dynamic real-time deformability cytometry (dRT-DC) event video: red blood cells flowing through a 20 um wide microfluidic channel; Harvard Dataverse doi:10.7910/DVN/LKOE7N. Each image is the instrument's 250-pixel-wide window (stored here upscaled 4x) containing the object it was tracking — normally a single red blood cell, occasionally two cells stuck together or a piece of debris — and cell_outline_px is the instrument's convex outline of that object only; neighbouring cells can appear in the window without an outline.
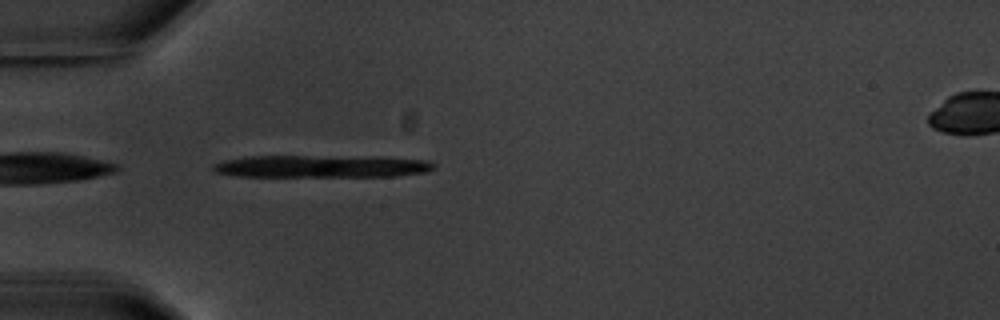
{"species": "common noctule bat (a hibernating species)", "species_latin": "Nyctalus noctula", "temperature_condition": "warm", "stored_images_in_passage": 5, "segment_of_instrument_passage": [1, 2], "camera_frame_rate_fps": 3000, "um_per_image_px": 0.085, "animal": {"sex": "male", "body_mass_g": 20.1, "forearm_length_mm": 53.5}, "frame": {"image": 1, "passage_image": 4, "time_ms": 4.333, "image_size_px": [1000, 320], "cell_outline_px": [[436, 168], [428, 172], [396, 176], [236, 176], [216, 172], [212, 168], [212, 164], [224, 160], [244, 156], [384, 156], [428, 160], [436, 164]], "centroid_in_image_um": [27.41, 14.12], "position_along_channel_um": 57.6, "area_um2": 29.3}}